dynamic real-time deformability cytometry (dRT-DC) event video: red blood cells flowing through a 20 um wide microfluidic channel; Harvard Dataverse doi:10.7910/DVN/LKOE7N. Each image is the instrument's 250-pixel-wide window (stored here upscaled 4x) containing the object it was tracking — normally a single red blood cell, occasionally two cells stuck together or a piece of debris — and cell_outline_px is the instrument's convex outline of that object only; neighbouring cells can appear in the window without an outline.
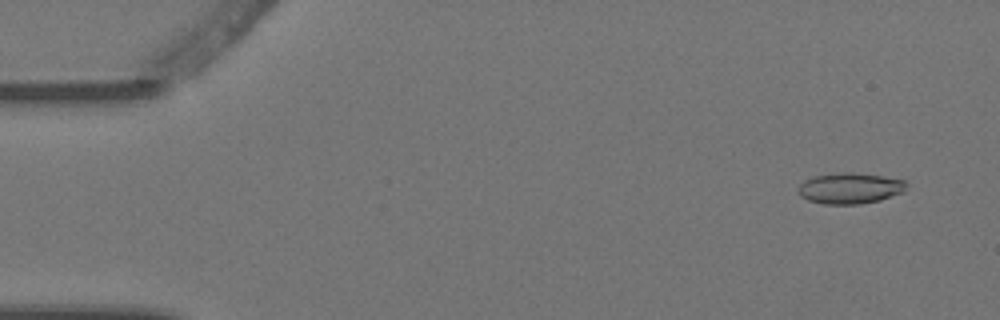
{"species": "Egyptian fruit bat (a non-hibernating species)", "species_latin": "Rousettus aegyptiacus", "temperature_condition": "warm", "stored_images_in_passage": 4, "camera_frame_rate_fps": 3000, "um_per_image_px": 0.085, "animal": {"sex": "female"}, "frame": {"image": 1, "passage_image": 1, "time_ms": 0.0, "image_size_px": [1000, 320], "cell_outline_px": [[908, 184], [904, 192], [880, 200], [860, 204], [824, 204], [808, 200], [800, 196], [796, 192], [800, 184], [804, 180], [812, 176], [844, 172], [852, 172], [880, 176], [904, 180]], "centroid_in_image_um": [72.22, 16.0], "position_along_channel_um": 12.8, "area_um2": 19.59}}
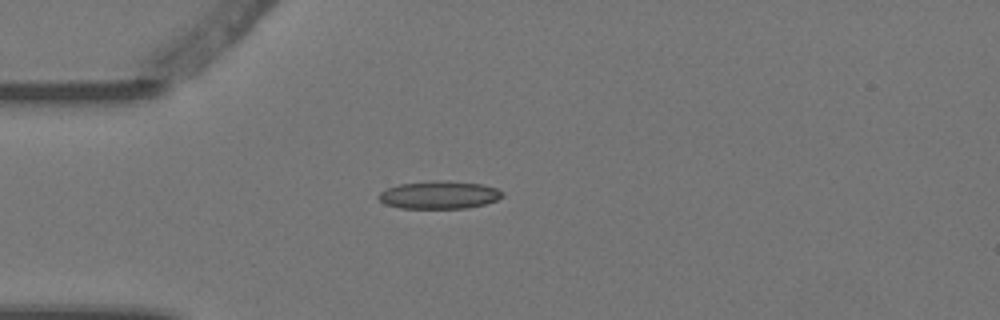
{"frame": {"image": 2, "passage_image": 4, "time_ms": 1.0, "image_size_px": [1000, 320], "cell_outline_px": [[504, 196], [496, 200], [484, 204], [468, 208], [400, 208], [384, 204], [376, 196], [380, 192], [388, 188], [400, 184], [436, 180], [448, 180], [480, 184], [496, 188], [504, 192]], "centroid_in_image_um": [37.33, 16.56], "position_along_channel_um": 47.7, "area_um2": 20.11}}